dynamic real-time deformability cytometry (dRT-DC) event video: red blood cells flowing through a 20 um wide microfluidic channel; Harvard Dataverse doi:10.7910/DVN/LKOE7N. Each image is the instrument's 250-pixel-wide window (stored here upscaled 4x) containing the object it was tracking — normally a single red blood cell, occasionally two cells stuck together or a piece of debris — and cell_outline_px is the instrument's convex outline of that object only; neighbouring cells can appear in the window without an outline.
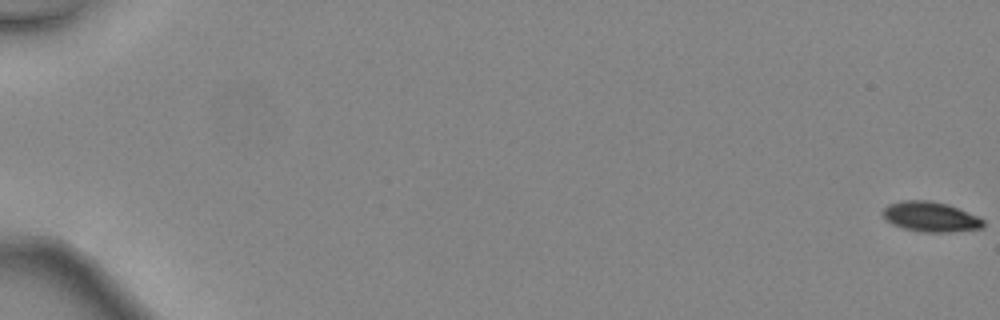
{"species": "common noctule bat (a hibernating species)", "species_latin": "Nyctalus noctula", "temperature_condition": "warm", "stored_images_in_passage": 48, "camera_frame_rate_fps": 3000, "um_per_image_px": 0.085, "animal": {"sex": "female", "body_mass_g": 24.6, "forearm_length_mm": 56.2}, "frame": {"image": 1, "passage_image": 1, "time_ms": 0.0, "image_size_px": [1000, 320], "cell_outline_px": [[984, 228], [948, 232], [924, 232], [904, 228], [892, 224], [880, 212], [888, 204], [900, 200], [928, 200], [948, 204], [980, 216], [984, 220]], "centroid_in_image_um": [79.12, 18.41], "position_along_channel_um": 5.9, "area_um2": 17.74}}
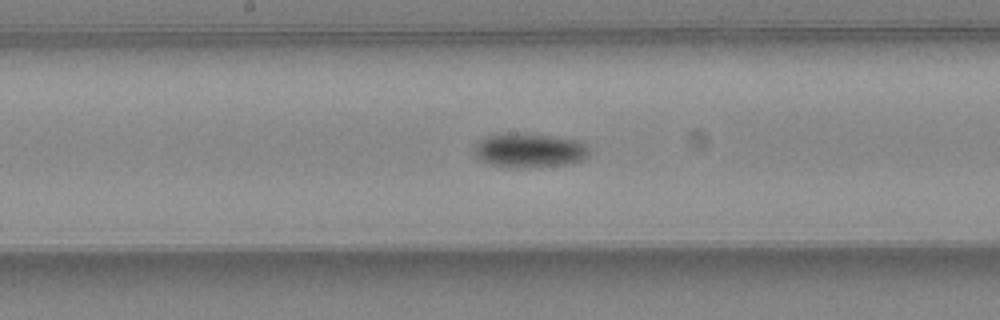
{"frame": {"image": 2, "passage_image": 28, "time_ms": 9.0, "image_size_px": [1000, 320], "cell_outline_px": [[588, 156], [584, 160], [572, 164], [524, 168], [508, 168], [492, 164], [480, 160], [476, 156], [476, 144], [480, 140], [488, 136], [500, 132], [520, 132], [552, 136], [576, 140], [584, 144], [588, 148]], "centroid_in_image_um": [45.01, 12.78], "position_along_channel_um": 203.2, "area_um2": 23.29}}
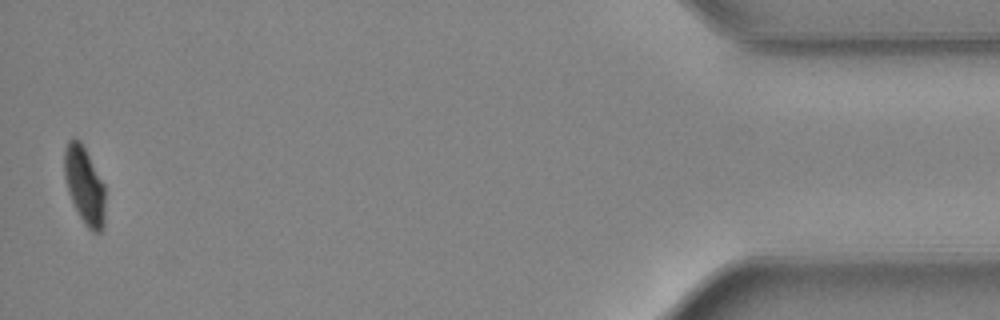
{"frame": {"image": 3, "passage_image": 48, "time_ms": 15.667, "image_size_px": [1000, 320], "cell_outline_px": [[104, 228], [100, 232], [92, 232], [84, 224], [68, 192], [64, 176], [64, 148], [68, 140], [72, 136], [76, 136], [80, 140], [104, 184]], "centroid_in_image_um": [7.16, 15.72], "position_along_channel_um": 428.0, "area_um2": 18.44}, "authors_computed_cell_mechanics": {"area_um2": 19.652, "velocity_mm_per_s": 4.5511, "shape_relaxation_time_tau1_ms": 6.3142, "shape_relaxation_time_tau2_ms": null, "deformation_change_tau1": 0.1851, "deformation_change_tau2": null}}